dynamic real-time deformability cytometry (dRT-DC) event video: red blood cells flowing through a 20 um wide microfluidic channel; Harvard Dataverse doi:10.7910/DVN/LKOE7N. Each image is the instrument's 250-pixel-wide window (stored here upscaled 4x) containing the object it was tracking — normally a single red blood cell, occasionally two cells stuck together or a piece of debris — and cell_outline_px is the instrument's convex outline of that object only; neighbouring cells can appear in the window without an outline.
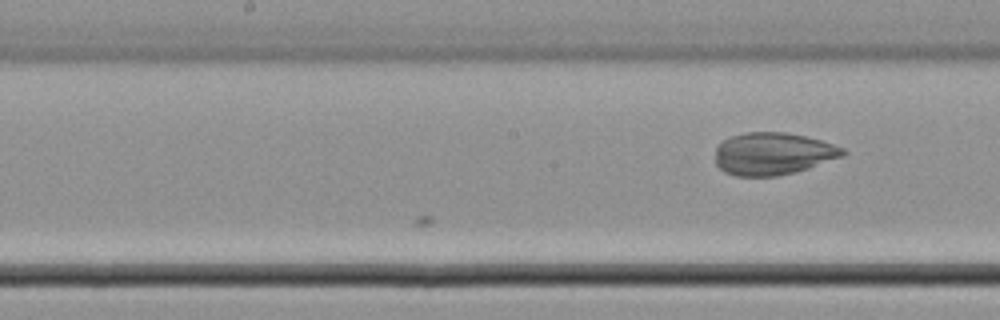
{"species": "common noctule bat (a hibernating species)", "species_latin": "Nyctalus noctula", "temperature_condition": "cold", "stored_images_in_passage": 14, "camera_frame_rate_fps": 3000, "um_per_image_px": 0.085, "animal": {"sex": "male", "body_mass_g": 21.5, "forearm_length_mm": 52.0}, "frame": {"image": 1, "passage_image": 14, "time_ms": 4.333, "image_size_px": [1000, 320], "cell_outline_px": [[848, 152], [844, 156], [796, 172], [776, 176], [736, 176], [724, 172], [716, 164], [716, 148], [724, 140], [732, 136], [744, 132], [784, 132], [804, 136], [820, 140], [844, 148]], "centroid_in_image_um": [65.71, 13.07], "position_along_channel_um": 182.5, "area_um2": 31.44}}